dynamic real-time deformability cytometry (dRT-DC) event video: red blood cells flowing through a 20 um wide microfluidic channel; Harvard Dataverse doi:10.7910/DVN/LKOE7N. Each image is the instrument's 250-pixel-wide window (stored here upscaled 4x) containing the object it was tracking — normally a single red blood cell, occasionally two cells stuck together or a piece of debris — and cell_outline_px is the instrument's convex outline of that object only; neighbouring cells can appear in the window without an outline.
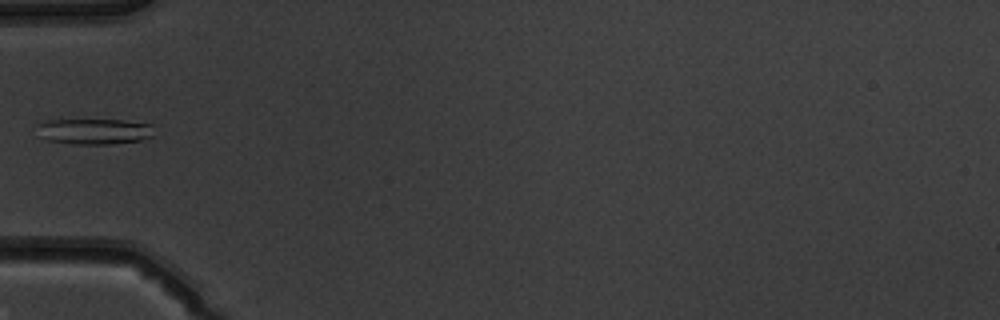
{"species": "common noctule bat (a hibernating species)", "species_latin": "Nyctalus noctula", "temperature_condition": "warm", "stored_images_in_passage": 35, "camera_frame_rate_fps": 3000, "um_per_image_px": 0.085, "animal": {"sex": "male", "body_mass_g": 19.5, "forearm_length_mm": 54.6}, "frame": {"image": 1, "passage_image": 1, "time_ms": 0.0, "image_size_px": [1000, 320], "cell_outline_px": [[152, 136], [140, 140], [112, 144], [80, 144], [48, 140], [40, 136], [36, 124], [44, 120], [124, 120], [152, 124]], "centroid_in_image_um": [8.0, 11.16], "position_along_channel_um": 77.0, "area_um2": 17.46}}
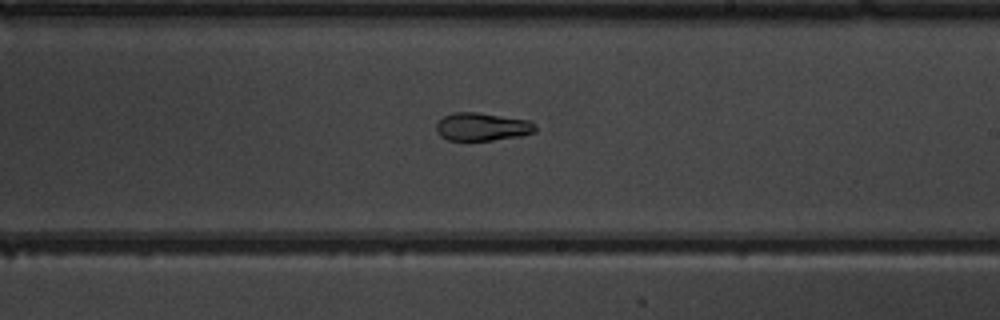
{"frame": {"image": 2, "passage_image": 14, "time_ms": 4.333, "image_size_px": [1000, 320], "cell_outline_px": [[536, 132], [520, 136], [492, 140], [448, 140], [440, 136], [436, 132], [436, 124], [444, 116], [452, 112], [476, 112], [528, 120], [536, 124]], "centroid_in_image_um": [40.97, 10.77], "position_along_channel_um": 248.0, "area_um2": 16.18}}
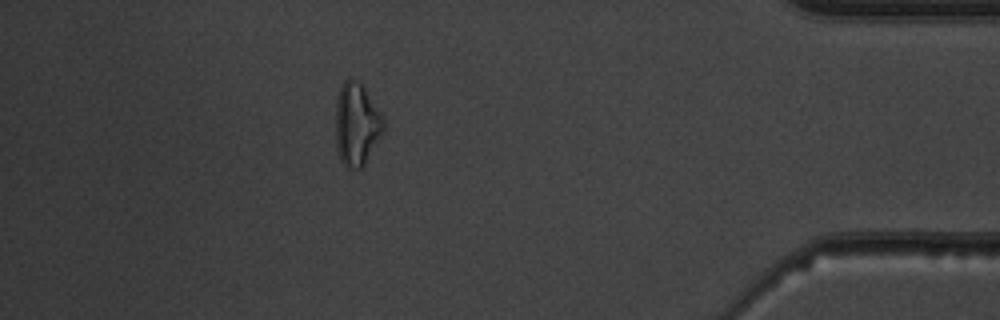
{"frame": {"image": 3, "passage_image": 29, "time_ms": 9.333, "image_size_px": [1000, 320], "cell_outline_px": [[384, 132], [364, 164], [360, 168], [348, 168], [340, 160], [336, 148], [336, 96], [344, 80], [348, 76], [352, 76], [364, 88], [384, 120]], "centroid_in_image_um": [30.29, 10.55], "position_along_channel_um": 404.9, "area_um2": 23.0}}